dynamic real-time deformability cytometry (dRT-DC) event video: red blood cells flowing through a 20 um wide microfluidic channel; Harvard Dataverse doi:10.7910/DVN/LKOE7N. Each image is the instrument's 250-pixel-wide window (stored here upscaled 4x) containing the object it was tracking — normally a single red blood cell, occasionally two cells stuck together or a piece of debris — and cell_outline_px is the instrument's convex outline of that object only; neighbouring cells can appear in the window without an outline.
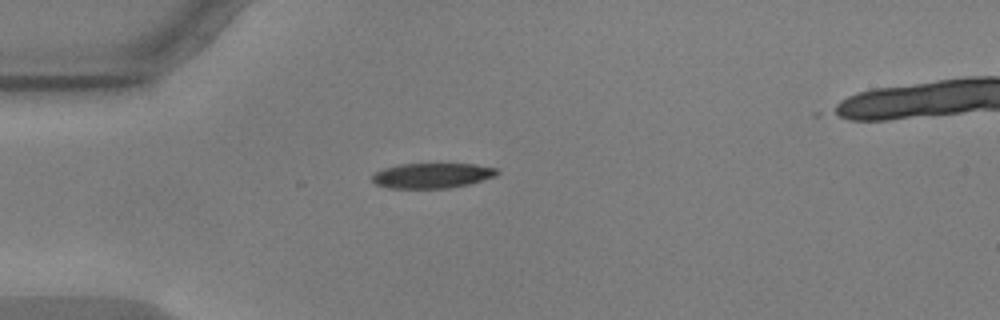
{"species": "common noctule bat (a hibernating species)", "species_latin": "Nyctalus noctula", "temperature_condition": "warm", "stored_images_in_passage": 8, "camera_frame_rate_fps": 3000, "um_per_image_px": 0.085, "animal": {"sex": "male", "body_mass_g": 17.9, "forearm_length_mm": 54.2}, "frame": {"image": 1, "passage_image": 1, "time_ms": 0.0, "image_size_px": [1000, 320], "cell_outline_px": [[500, 172], [496, 176], [468, 184], [448, 188], [388, 188], [376, 184], [372, 180], [372, 176], [376, 172], [384, 168], [400, 164], [476, 164], [496, 168]], "centroid_in_image_um": [36.74, 14.92], "position_along_channel_um": 48.3, "area_um2": 18.21}}
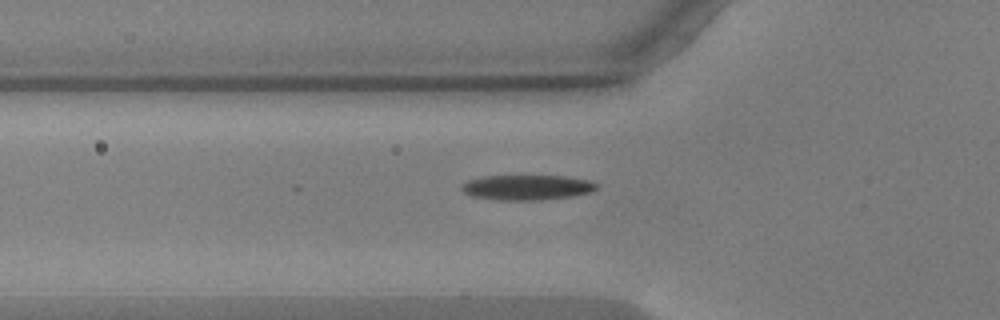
{"frame": {"image": 2, "passage_image": 5, "time_ms": 1.333, "image_size_px": [1000, 320], "cell_outline_px": [[600, 188], [592, 192], [572, 196], [540, 200], [496, 200], [472, 196], [464, 192], [460, 188], [468, 180], [484, 176], [564, 176], [592, 180], [600, 184]], "centroid_in_image_um": [44.88, 15.93], "position_along_channel_um": 80.9, "area_um2": 19.94}}
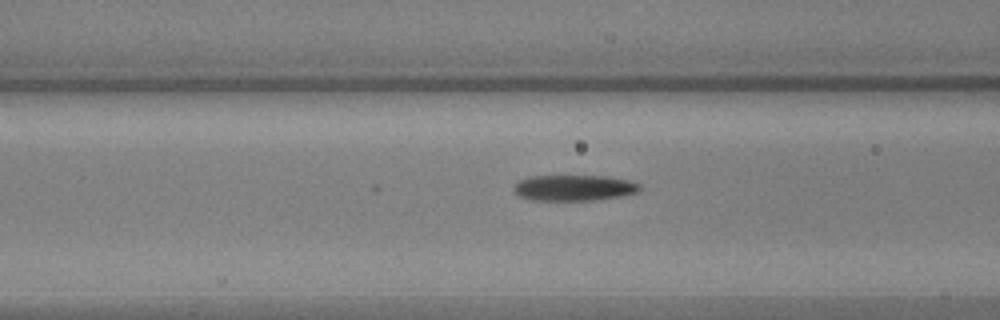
{"frame": {"image": 3, "passage_image": 8, "time_ms": 2.333, "image_size_px": [1000, 320], "cell_outline_px": [[640, 188], [636, 192], [620, 196], [592, 200], [532, 200], [520, 196], [512, 188], [520, 180], [532, 176], [604, 176], [628, 180], [640, 184]], "centroid_in_image_um": [48.78, 15.96], "position_along_channel_um": 117.8, "area_um2": 18.67}}